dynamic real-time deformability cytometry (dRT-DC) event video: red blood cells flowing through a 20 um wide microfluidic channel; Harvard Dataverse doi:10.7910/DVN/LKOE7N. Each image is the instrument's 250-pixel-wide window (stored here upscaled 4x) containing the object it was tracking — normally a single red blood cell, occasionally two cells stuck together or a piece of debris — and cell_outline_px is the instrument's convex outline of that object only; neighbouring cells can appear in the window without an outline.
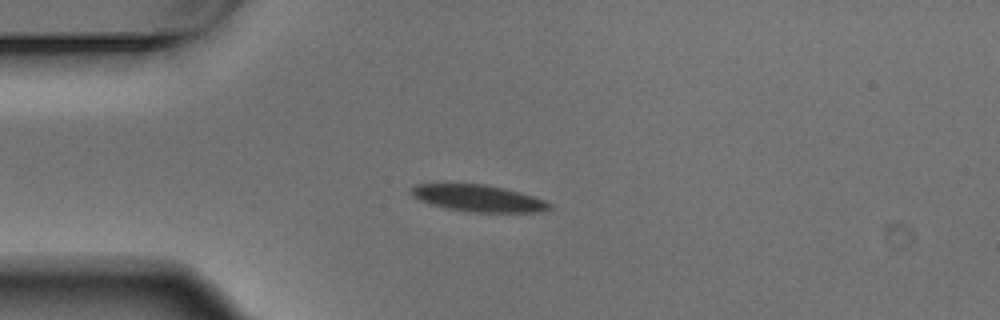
{"species": "Egyptian fruit bat (a non-hibernating species)", "species_latin": "Rousettus aegyptiacus", "temperature_condition": "warm", "stored_images_in_passage": 6, "camera_frame_rate_fps": 3000, "um_per_image_px": 0.085, "animal": {"sex": "male"}, "frame": {"image": 1, "passage_image": 3, "time_ms": 0.667, "image_size_px": [1000, 320], "cell_outline_px": [[552, 208], [540, 212], [464, 212], [444, 208], [428, 204], [412, 196], [408, 192], [408, 188], [416, 184], [488, 184], [520, 192], [544, 200], [552, 204]], "centroid_in_image_um": [40.6, 16.86], "position_along_channel_um": 44.4, "area_um2": 21.91}}
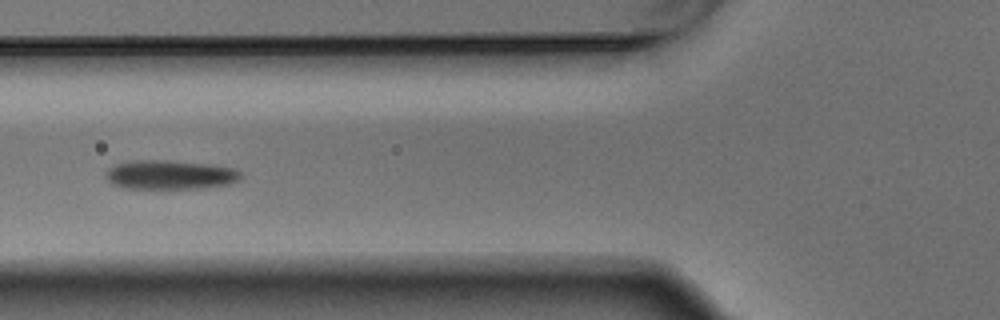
{"frame": {"image": 2, "passage_image": 5, "time_ms": 1.333, "image_size_px": [1000, 320], "cell_outline_px": [[244, 176], [240, 180], [228, 184], [204, 188], [124, 188], [112, 184], [108, 180], [108, 168], [116, 164], [136, 160], [172, 160], [212, 164], [232, 168], [240, 172]], "centroid_in_image_um": [14.51, 14.85], "position_along_channel_um": 111.3, "area_um2": 22.95}}
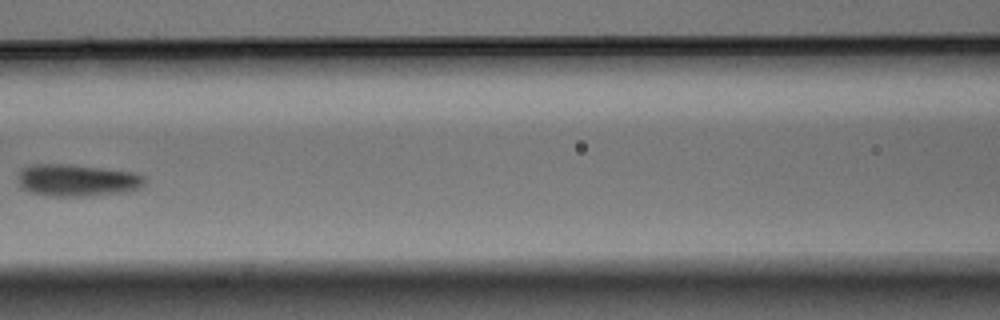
{"frame": {"image": 3, "passage_image": 6, "time_ms": 1.667, "image_size_px": [1000, 320], "cell_outline_px": [[144, 184], [140, 188], [124, 192], [84, 196], [44, 196], [20, 188], [16, 180], [16, 176], [20, 168], [32, 164], [72, 164], [104, 168], [132, 172], [144, 176]], "centroid_in_image_um": [6.46, 15.31], "position_along_channel_um": 160.1, "area_um2": 24.04}}